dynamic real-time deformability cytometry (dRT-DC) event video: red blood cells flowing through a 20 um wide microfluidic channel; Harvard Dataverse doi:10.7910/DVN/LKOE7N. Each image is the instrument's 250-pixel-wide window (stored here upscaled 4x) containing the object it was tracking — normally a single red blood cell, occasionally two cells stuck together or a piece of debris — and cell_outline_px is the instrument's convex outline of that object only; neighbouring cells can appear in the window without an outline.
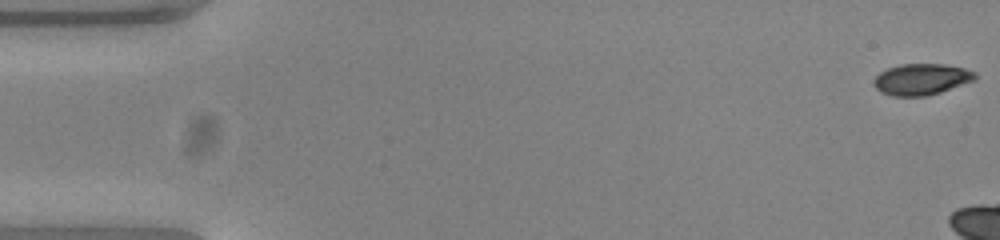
{"species": "common noctule bat (a hibernating species)", "species_latin": "Nyctalus noctula", "temperature_condition": "warm", "stored_images_in_passage": 8, "camera_frame_rate_fps": 3000, "um_per_image_px": 0.085, "animal": {"sex": "female", "body_mass_g": 23.0, "forearm_length_mm": 53.4}, "frame": {"image": 1, "passage_image": 1, "time_ms": 0.0, "image_size_px": [1000, 240], "cell_outline_px": [[976, 80], [928, 96], [892, 96], [880, 92], [872, 84], [872, 80], [880, 72], [888, 68], [900, 64], [944, 64], [964, 68], [976, 72]], "centroid_in_image_um": [78.31, 6.74], "position_along_channel_um": 6.7, "area_um2": 18.61}}